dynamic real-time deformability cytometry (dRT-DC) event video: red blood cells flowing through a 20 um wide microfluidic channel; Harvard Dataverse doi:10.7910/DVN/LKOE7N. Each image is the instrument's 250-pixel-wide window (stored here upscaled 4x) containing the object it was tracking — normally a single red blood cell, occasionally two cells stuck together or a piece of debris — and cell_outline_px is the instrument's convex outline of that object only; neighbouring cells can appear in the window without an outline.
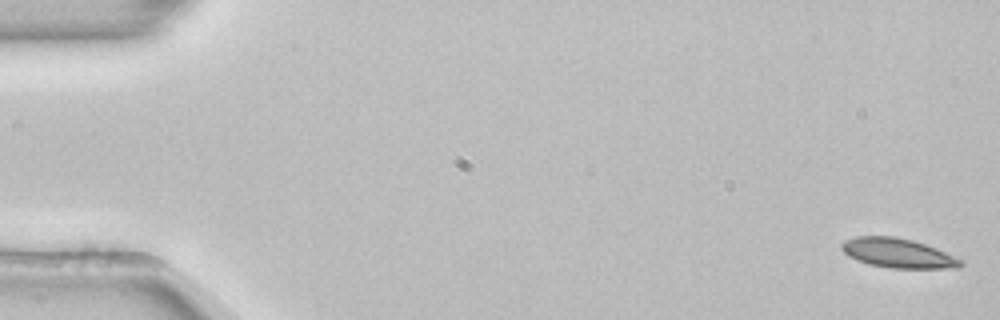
{"species": "common noctule bat (a hibernating species)", "species_latin": "Nyctalus noctula", "temperature_condition": "room temperature", "stored_images_in_passage": 54, "segment_of_instrument_passage": [1, 2], "camera_frame_rate_fps": 3000, "um_per_image_px": 0.085, "animal": {"sex": "female", "body_mass_g": 22.7, "forearm_length_mm": 54.2}, "frame": {"image": 1, "passage_image": 1, "time_ms": 0.0, "image_size_px": [1000, 320], "cell_outline_px": [[964, 264], [956, 268], [892, 268], [868, 264], [856, 260], [848, 256], [840, 248], [840, 244], [856, 236], [892, 236], [912, 240], [936, 248], [964, 260]], "centroid_in_image_um": [76.33, 21.52], "position_along_channel_um": 8.7, "area_um2": 20.4}}
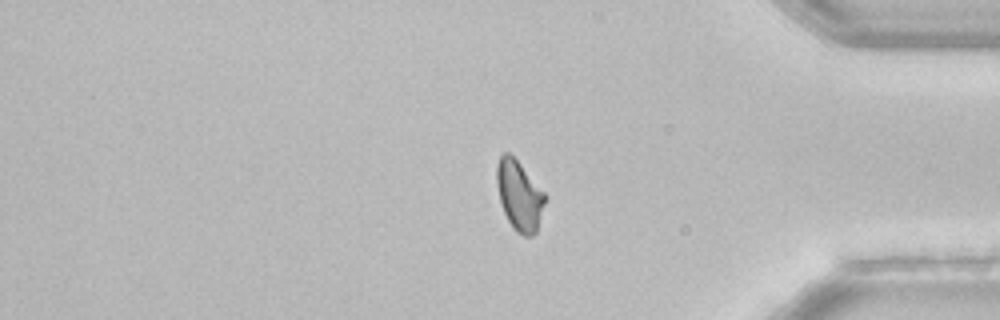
{"frame": {"image": 2, "passage_image": 44, "time_ms": 14.333, "image_size_px": [1000, 320], "cell_outline_px": [[548, 196], [536, 232], [532, 236], [524, 236], [516, 232], [512, 228], [504, 212], [500, 200], [496, 184], [496, 164], [500, 156], [504, 152], [508, 152], [520, 164]], "centroid_in_image_um": [44.15, 16.63], "position_along_channel_um": 391.1, "area_um2": 19.77}}